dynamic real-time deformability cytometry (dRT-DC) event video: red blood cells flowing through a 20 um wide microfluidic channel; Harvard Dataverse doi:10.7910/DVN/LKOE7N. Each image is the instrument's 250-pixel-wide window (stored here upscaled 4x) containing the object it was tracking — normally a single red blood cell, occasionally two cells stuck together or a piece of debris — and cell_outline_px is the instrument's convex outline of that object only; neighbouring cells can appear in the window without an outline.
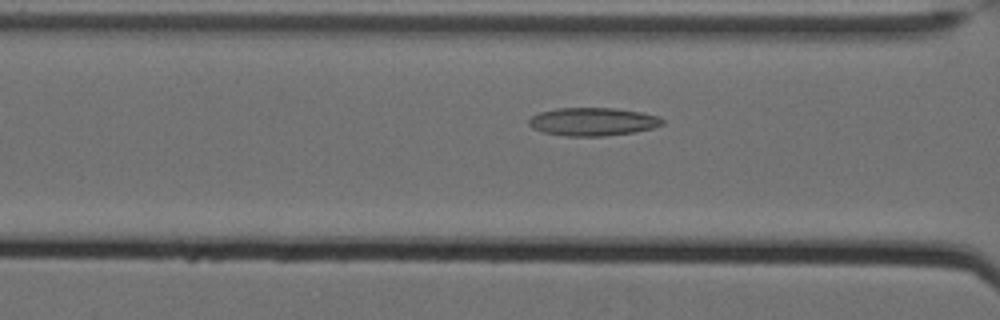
{"species": "Egyptian fruit bat (a non-hibernating species)", "species_latin": "Rousettus aegyptiacus", "temperature_condition": "cold", "stored_images_in_passage": 21, "camera_frame_rate_fps": 3000, "um_per_image_px": 0.085, "animal": {"sex": "female"}, "frame": {"image": 1, "passage_image": 18, "time_ms": 5.667, "image_size_px": [1000, 320], "cell_outline_px": [[664, 124], [652, 128], [632, 132], [604, 136], [564, 136], [544, 132], [532, 128], [528, 124], [528, 120], [532, 116], [540, 112], [556, 108], [616, 108], [640, 112], [660, 116], [664, 120]], "centroid_in_image_um": [50.39, 10.34], "position_along_channel_um": 116.2, "area_um2": 21.91}}